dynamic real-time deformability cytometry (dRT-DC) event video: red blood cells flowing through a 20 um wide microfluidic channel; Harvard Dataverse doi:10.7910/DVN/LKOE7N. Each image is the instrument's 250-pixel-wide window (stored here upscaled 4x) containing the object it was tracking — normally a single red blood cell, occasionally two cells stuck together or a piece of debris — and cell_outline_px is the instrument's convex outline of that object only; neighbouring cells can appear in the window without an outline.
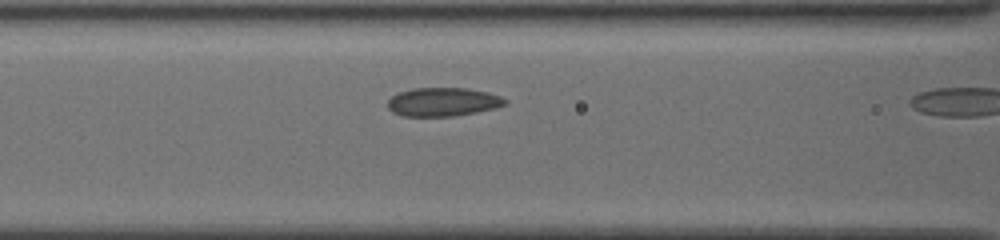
{"species": "common noctule bat (a hibernating species)", "species_latin": "Nyctalus noctula", "temperature_condition": "cold", "stored_images_in_passage": 11, "camera_frame_rate_fps": 3000, "um_per_image_px": 0.085, "animal": {"sex": "female", "body_mass_g": 19.5, "forearm_length_mm": 54.1}, "frame": {"image": 1, "passage_image": 10, "time_ms": 3.0, "image_size_px": [1000, 240], "cell_outline_px": [[508, 104], [496, 108], [476, 112], [452, 116], [404, 116], [392, 112], [388, 108], [388, 100], [392, 96], [400, 92], [412, 88], [468, 88], [488, 92], [500, 96], [508, 100]], "centroid_in_image_um": [37.68, 8.66], "position_along_channel_um": 128.9, "area_um2": 19.65}}